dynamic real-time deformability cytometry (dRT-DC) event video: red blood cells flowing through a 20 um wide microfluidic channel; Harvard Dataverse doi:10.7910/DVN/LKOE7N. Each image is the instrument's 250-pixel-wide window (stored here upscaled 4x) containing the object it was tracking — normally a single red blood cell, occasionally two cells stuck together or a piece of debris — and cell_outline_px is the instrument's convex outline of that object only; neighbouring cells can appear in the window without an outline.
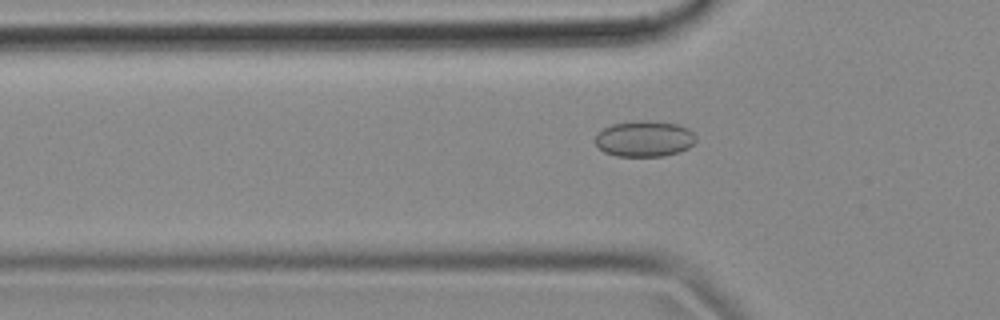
{"species": "common noctule bat (a hibernating species)", "species_latin": "Nyctalus noctula", "temperature_condition": "cold", "stored_images_in_passage": 46, "camera_frame_rate_fps": 3000, "um_per_image_px": 0.085, "animal": {"sex": "female", "body_mass_g": 18.4}, "frame": {"image": 1, "passage_image": 9, "time_ms": 2.667, "image_size_px": [1000, 320], "cell_outline_px": [[696, 140], [688, 148], [680, 152], [664, 156], [616, 156], [604, 152], [596, 144], [596, 136], [604, 128], [612, 124], [640, 120], [648, 120], [676, 124], [688, 128], [696, 136]], "centroid_in_image_um": [54.8, 11.8], "position_along_channel_um": 71.0, "area_um2": 21.04}}
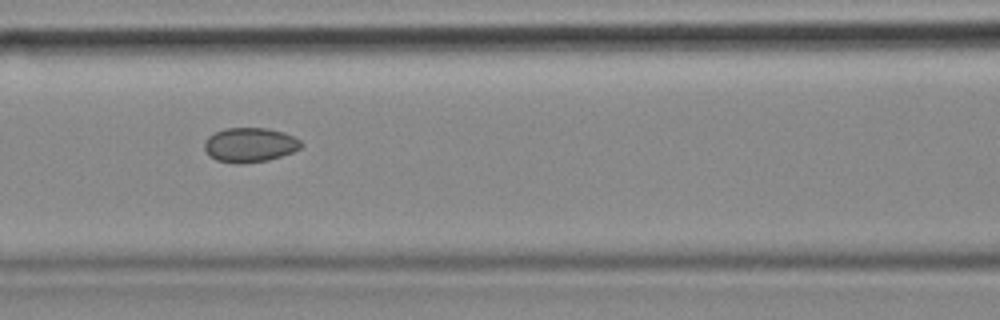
{"frame": {"image": 2, "passage_image": 15, "time_ms": 4.667, "image_size_px": [1000, 320], "cell_outline_px": [[304, 144], [300, 148], [292, 152], [268, 160], [240, 164], [236, 164], [216, 160], [208, 156], [204, 148], [204, 140], [208, 136], [224, 128], [268, 128], [284, 132], [300, 140]], "centroid_in_image_um": [21.21, 12.32], "position_along_channel_um": 145.4, "area_um2": 19.59}}
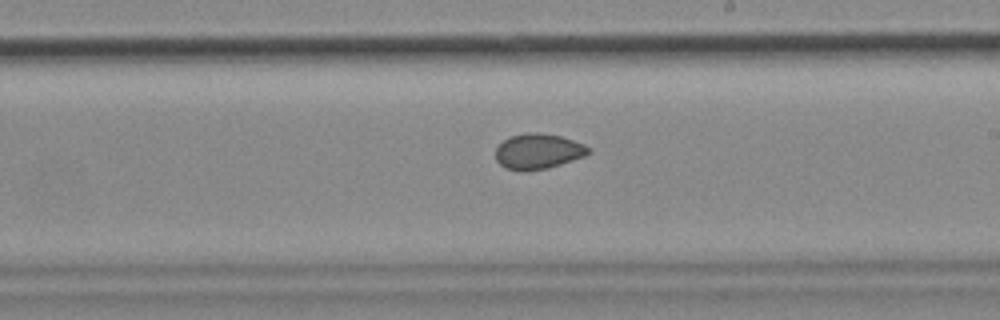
{"frame": {"image": 3, "passage_image": 23, "time_ms": 7.333, "image_size_px": [1000, 320], "cell_outline_px": [[592, 152], [584, 156], [548, 168], [508, 168], [500, 164], [496, 160], [496, 148], [504, 140], [512, 136], [528, 132], [536, 132], [560, 136], [584, 144]], "centroid_in_image_um": [45.77, 12.82], "position_along_channel_um": 243.2, "area_um2": 18.38}, "authors_computed_cell_mechanics": {"area_um2": 19.5942, "velocity_mm_per_s": 3.6943, "shape_relaxation_time_tau1_ms": null, "shape_relaxation_time_tau2_ms": 2.4934, "deformation_change_tau1": null, "deformation_change_tau2": 0.0505}}